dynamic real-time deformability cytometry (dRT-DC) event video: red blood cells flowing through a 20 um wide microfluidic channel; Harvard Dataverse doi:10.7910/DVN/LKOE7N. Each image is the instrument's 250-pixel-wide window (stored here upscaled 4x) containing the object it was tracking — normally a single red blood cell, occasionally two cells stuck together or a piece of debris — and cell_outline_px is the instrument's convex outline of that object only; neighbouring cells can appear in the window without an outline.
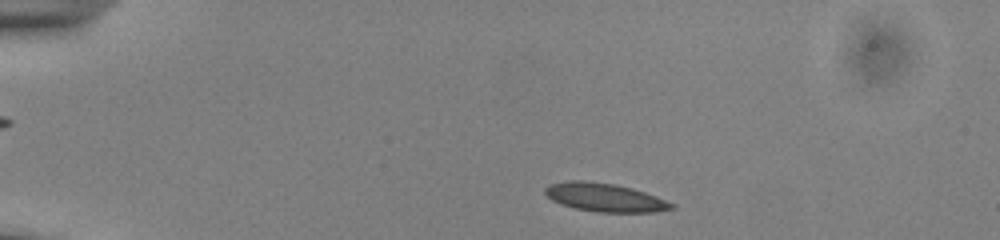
{"species": "common noctule bat (a hibernating species)", "species_latin": "Nyctalus noctula", "temperature_condition": "cold", "stored_images_in_passage": 44, "camera_frame_rate_fps": 3000, "um_per_image_px": 0.085, "animal": {"sex": "male", "body_mass_g": 13.0, "forearm_length_mm": 53.1}, "frame": {"image": 1, "passage_image": 1, "time_ms": 0.0, "image_size_px": [1000, 240], "cell_outline_px": [[676, 208], [652, 212], [600, 212], [576, 208], [552, 200], [544, 192], [544, 188], [548, 184], [568, 180], [584, 180], [616, 184], [632, 188], [656, 196], [676, 204]], "centroid_in_image_um": [51.42, 16.77], "position_along_channel_um": 33.6, "area_um2": 20.92}}
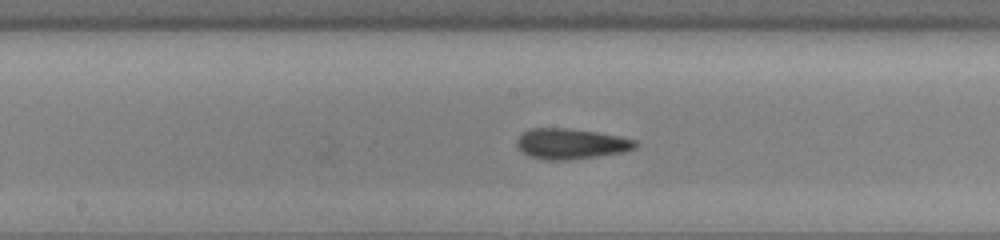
{"frame": {"image": 2, "passage_image": 19, "time_ms": 6.0, "image_size_px": [1000, 240], "cell_outline_px": [[640, 144], [636, 148], [624, 152], [568, 160], [544, 160], [528, 156], [516, 144], [516, 140], [524, 132], [532, 128], [568, 128], [596, 132], [636, 140]], "centroid_in_image_um": [48.55, 12.23], "position_along_channel_um": 199.7, "area_um2": 20.98}}
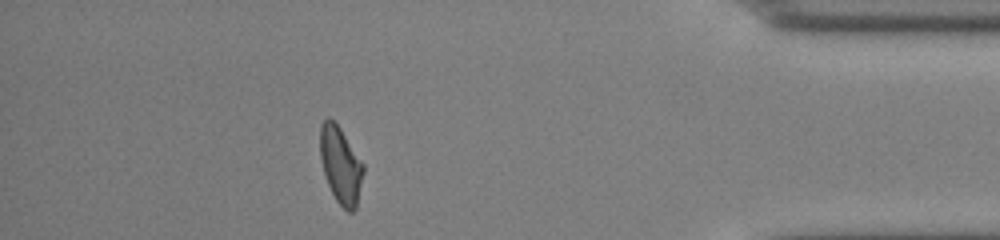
{"frame": {"image": 3, "passage_image": 38, "time_ms": 12.333, "image_size_px": [1000, 240], "cell_outline_px": [[364, 172], [356, 208], [352, 212], [348, 212], [336, 200], [328, 184], [320, 160], [320, 124], [328, 116], [340, 128], [364, 164]], "centroid_in_image_um": [28.95, 14.03], "position_along_channel_um": 406.2, "area_um2": 19.25}, "authors_computed_cell_mechanics": {"area_um2": 20.1722, "velocity_mm_per_s": 3.8675, "shape_relaxation_time_tau1_ms": 4.9182, "shape_relaxation_time_tau2_ms": 1.1068, "deformation_change_tau1": 0.144, "deformation_change_tau2": 0.0807}}